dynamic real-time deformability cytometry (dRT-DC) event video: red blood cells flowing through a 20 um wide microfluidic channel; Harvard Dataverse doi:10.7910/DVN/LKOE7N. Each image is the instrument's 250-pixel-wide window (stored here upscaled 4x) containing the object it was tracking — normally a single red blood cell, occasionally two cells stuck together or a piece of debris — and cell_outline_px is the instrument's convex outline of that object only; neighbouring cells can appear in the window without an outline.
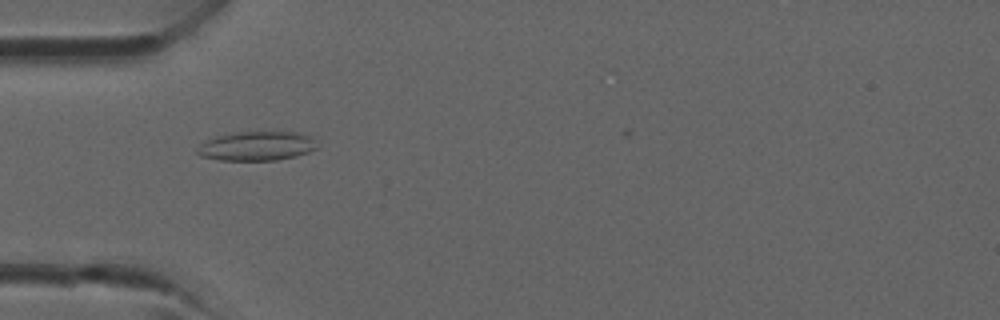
{"species": "common noctule bat (a hibernating species)", "species_latin": "Nyctalus noctula", "temperature_condition": "room temperature", "stored_images_in_passage": 29, "camera_frame_rate_fps": 3000, "um_per_image_px": 0.085, "animal": {"sex": "male", "forearm_length_mm": 52.5}, "frame": {"image": 1, "passage_image": 3, "time_ms": 0.667, "image_size_px": [1000, 320], "cell_outline_px": [[316, 148], [308, 152], [296, 156], [276, 160], [220, 160], [200, 156], [196, 152], [196, 148], [200, 144], [208, 140], [220, 136], [236, 132], [300, 132], [308, 136], [312, 140]], "centroid_in_image_um": [21.78, 12.42], "position_along_channel_um": 63.2, "area_um2": 20.06}}
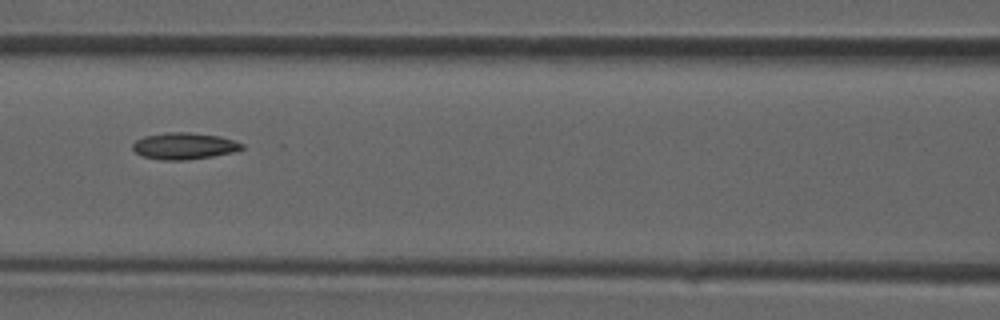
{"frame": {"image": 2, "passage_image": 8, "time_ms": 2.333, "image_size_px": [1000, 320], "cell_outline_px": [[244, 148], [232, 152], [212, 156], [184, 160], [160, 160], [140, 156], [132, 148], [132, 144], [136, 140], [144, 136], [164, 132], [188, 132], [220, 136], [244, 144]], "centroid_in_image_um": [15.61, 12.4], "position_along_channel_um": 151.0, "area_um2": 16.99}}
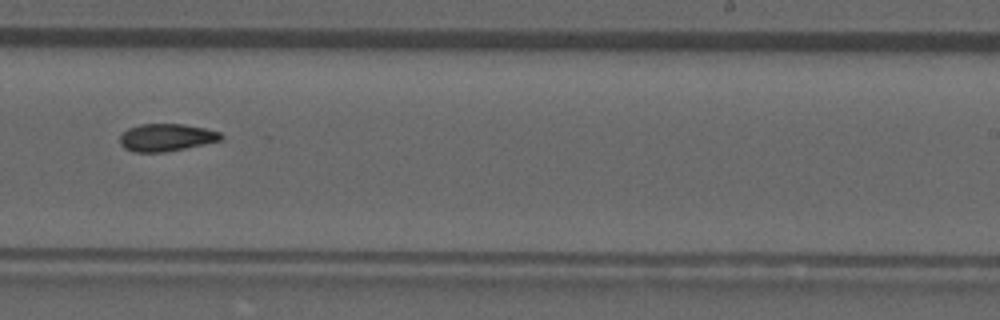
{"frame": {"image": 3, "passage_image": 15, "time_ms": 4.667, "image_size_px": [1000, 320], "cell_outline_px": [[224, 140], [164, 152], [132, 152], [124, 148], [120, 144], [120, 136], [128, 128], [140, 124], [184, 124], [204, 128], [220, 132], [224, 136]], "centroid_in_image_um": [14.15, 11.68], "position_along_channel_um": 274.9, "area_um2": 16.24}}